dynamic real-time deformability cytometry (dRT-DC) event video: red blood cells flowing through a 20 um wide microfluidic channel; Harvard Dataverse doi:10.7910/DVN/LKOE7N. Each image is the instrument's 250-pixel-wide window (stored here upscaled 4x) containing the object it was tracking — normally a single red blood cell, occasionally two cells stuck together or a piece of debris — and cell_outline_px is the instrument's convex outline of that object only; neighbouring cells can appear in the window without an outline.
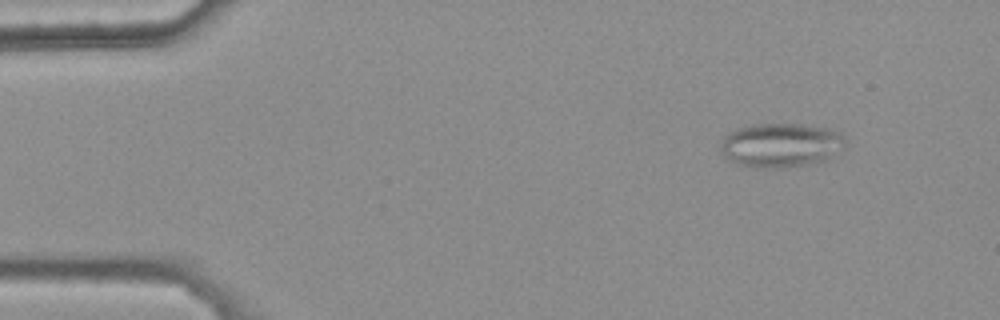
{"species": "common noctule bat (a hibernating species)", "species_latin": "Nyctalus noctula", "temperature_condition": "warm", "stored_images_in_passage": 47, "camera_frame_rate_fps": 3000, "um_per_image_px": 0.085, "animal": {"sex": "female", "body_mass_g": 25.1}, "frame": {"image": 1, "passage_image": 6, "time_ms": 1.667, "image_size_px": [1000, 320], "cell_outline_px": [[848, 140], [840, 148], [824, 160], [804, 164], [772, 168], [764, 168], [740, 164], [728, 160], [720, 152], [720, 144], [724, 136], [728, 132], [736, 128], [752, 124], [804, 124], [828, 128], [840, 132]], "centroid_in_image_um": [66.32, 12.3], "position_along_channel_um": 18.7, "area_um2": 31.91}}
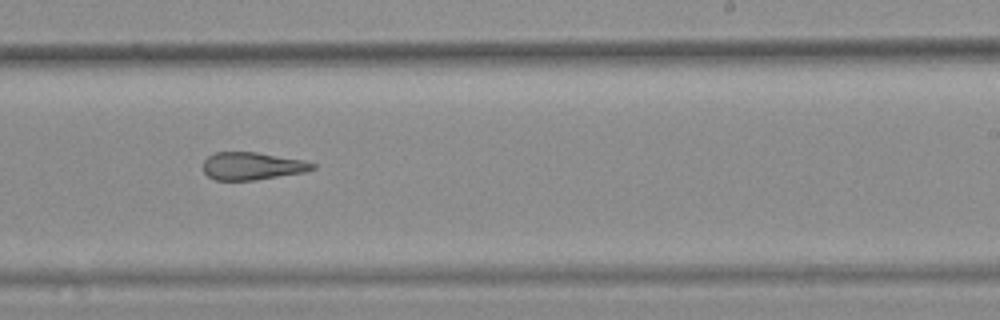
{"frame": {"image": 2, "passage_image": 33, "time_ms": 10.667, "image_size_px": [1000, 320], "cell_outline_px": [[316, 168], [304, 172], [256, 180], [216, 180], [208, 176], [204, 172], [204, 160], [208, 156], [216, 152], [256, 152], [304, 160], [316, 164]], "centroid_in_image_um": [21.45, 14.11], "position_along_channel_um": 267.6, "area_um2": 17.57}}
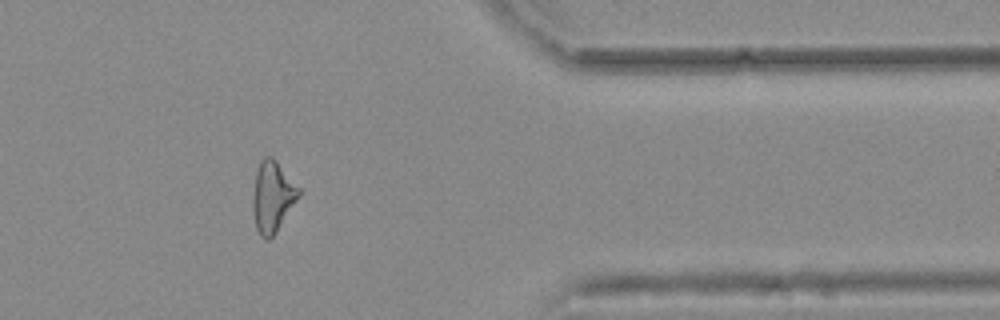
{"frame": {"image": 3, "passage_image": 44, "time_ms": 14.333, "image_size_px": [1000, 320], "cell_outline_px": [[300, 196], [276, 232], [268, 240], [264, 240], [260, 236], [256, 228], [252, 208], [252, 196], [256, 172], [260, 160], [264, 156], [272, 156], [276, 160], [300, 188]], "centroid_in_image_um": [23.15, 16.71], "position_along_channel_um": 388.2, "area_um2": 19.13}, "authors_computed_cell_mechanics": {"area_um2": 19.7098, "velocity_mm_per_s": 3.7975, "shape_relaxation_time_tau1_ms": null, "shape_relaxation_time_tau2_ms": 3.6906, "deformation_change_tau1": null, "deformation_change_tau2": 0.158}}